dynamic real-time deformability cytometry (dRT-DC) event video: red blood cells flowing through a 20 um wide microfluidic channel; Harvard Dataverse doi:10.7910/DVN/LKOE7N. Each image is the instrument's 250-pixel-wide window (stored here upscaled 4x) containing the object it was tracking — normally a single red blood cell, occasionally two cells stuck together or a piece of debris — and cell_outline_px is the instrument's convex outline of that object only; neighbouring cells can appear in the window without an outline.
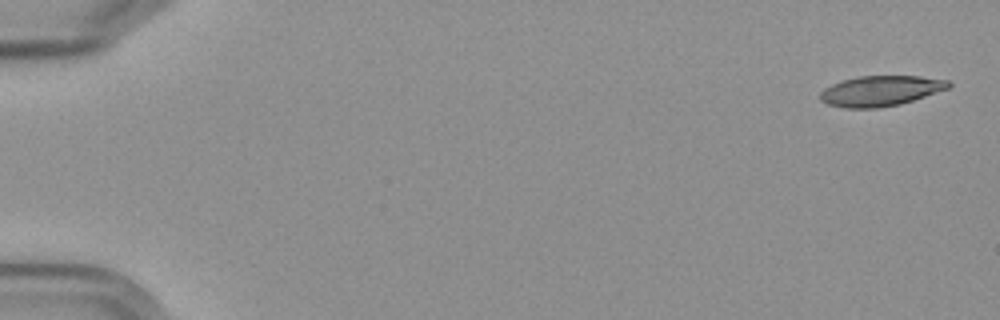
{"species": "Egyptian fruit bat (a non-hibernating species)", "species_latin": "Rousettus aegyptiacus", "temperature_condition": "cold", "stored_images_in_passage": 6, "camera_frame_rate_fps": 3000, "um_per_image_px": 0.085, "frame": {"image": 1, "passage_image": 1, "time_ms": 0.0, "image_size_px": [1000, 320], "cell_outline_px": [[952, 84], [948, 88], [900, 104], [876, 108], [844, 108], [828, 104], [820, 100], [820, 92], [824, 88], [840, 80], [856, 76], [920, 76], [948, 80]], "centroid_in_image_um": [74.8, 7.71], "position_along_channel_um": 10.2, "area_um2": 22.66}}